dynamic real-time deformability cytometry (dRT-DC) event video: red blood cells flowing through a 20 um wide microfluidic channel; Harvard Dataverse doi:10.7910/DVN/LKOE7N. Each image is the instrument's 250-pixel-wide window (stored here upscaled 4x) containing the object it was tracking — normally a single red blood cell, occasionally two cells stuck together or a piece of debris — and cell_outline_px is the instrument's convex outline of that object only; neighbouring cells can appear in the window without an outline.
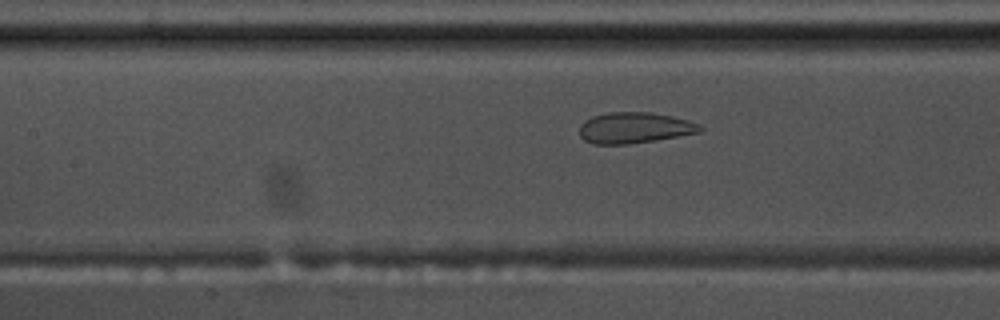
{"species": "common noctule bat (a hibernating species)", "species_latin": "Nyctalus noctula", "temperature_condition": "warm", "stored_images_in_passage": 54, "camera_frame_rate_fps": 3000, "um_per_image_px": 0.085, "animal": {"sex": "male", "body_mass_g": 17.5, "forearm_length_mm": 52.3}, "frame": {"image": 1, "passage_image": 23, "time_ms": 7.333, "image_size_px": [1000, 320], "cell_outline_px": [[704, 128], [700, 132], [656, 140], [628, 144], [592, 144], [584, 140], [580, 136], [580, 124], [584, 120], [592, 116], [608, 112], [648, 112], [688, 120], [700, 124]], "centroid_in_image_um": [53.9, 10.87], "position_along_channel_um": 153.5, "area_um2": 21.73}}
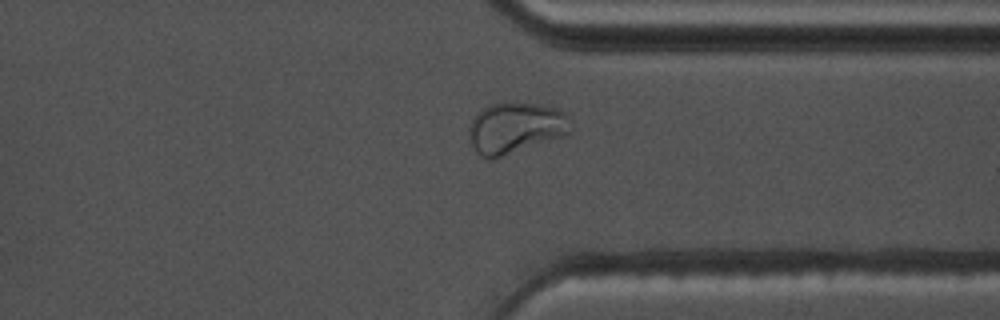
{"frame": {"image": 2, "passage_image": 41, "time_ms": 13.333, "image_size_px": [1000, 320], "cell_outline_px": [[572, 132], [564, 136], [492, 160], [488, 160], [480, 156], [468, 144], [468, 128], [472, 120], [484, 108], [492, 104], [536, 104], [560, 108], [568, 112], [572, 120]], "centroid_in_image_um": [43.85, 10.91], "position_along_channel_um": 367.5, "area_um2": 30.75}}
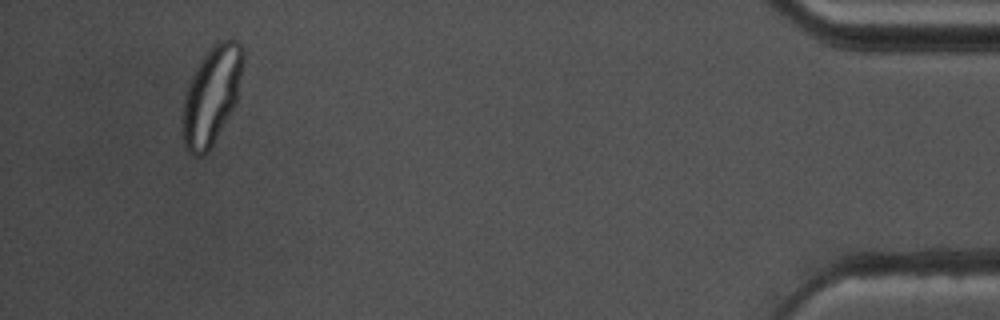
{"frame": {"image": 3, "passage_image": 51, "time_ms": 16.667, "image_size_px": [1000, 320], "cell_outline_px": [[244, 60], [236, 100], [228, 116], [208, 152], [204, 156], [192, 156], [188, 152], [180, 136], [180, 128], [184, 96], [188, 84], [200, 60], [220, 40], [236, 40], [240, 44], [244, 52]], "centroid_in_image_um": [17.93, 8.17], "position_along_channel_um": 417.3, "area_um2": 34.45}}